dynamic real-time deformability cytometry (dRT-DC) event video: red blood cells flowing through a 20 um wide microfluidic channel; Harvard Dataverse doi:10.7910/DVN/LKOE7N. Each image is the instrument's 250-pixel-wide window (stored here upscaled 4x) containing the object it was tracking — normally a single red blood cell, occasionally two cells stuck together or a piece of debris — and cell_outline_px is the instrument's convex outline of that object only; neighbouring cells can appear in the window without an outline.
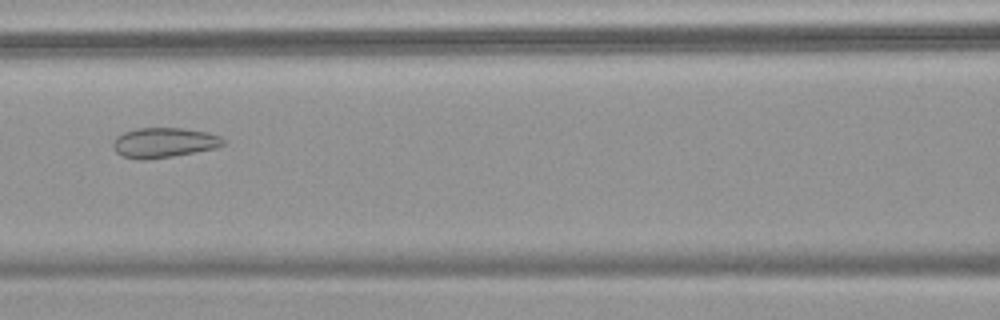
{"species": "common noctule bat (a hibernating species)", "species_latin": "Nyctalus noctula", "temperature_condition": "warm", "stored_images_in_passage": 57, "camera_frame_rate_fps": 3000, "um_per_image_px": 0.085, "animal": {"sex": "female", "body_mass_g": 18.4}, "frame": {"image": 1, "passage_image": 27, "time_ms": 8.667, "image_size_px": [1000, 320], "cell_outline_px": [[224, 144], [216, 148], [172, 156], [144, 160], [140, 160], [124, 156], [116, 152], [112, 148], [112, 140], [116, 136], [124, 132], [136, 128], [180, 128], [208, 132], [220, 136], [224, 140]], "centroid_in_image_um": [13.9, 12.12], "position_along_channel_um": 152.7, "area_um2": 19.25}}
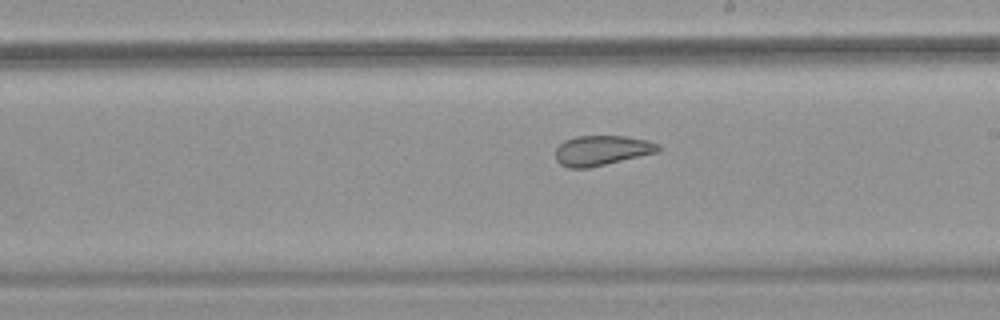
{"frame": {"image": 2, "passage_image": 34, "time_ms": 11.0, "image_size_px": [1000, 320], "cell_outline_px": [[660, 152], [588, 168], [568, 168], [560, 164], [556, 160], [556, 148], [564, 140], [576, 136], [628, 136], [648, 140], [660, 144]], "centroid_in_image_um": [51.18, 12.78], "position_along_channel_um": 237.8, "area_um2": 18.15}}
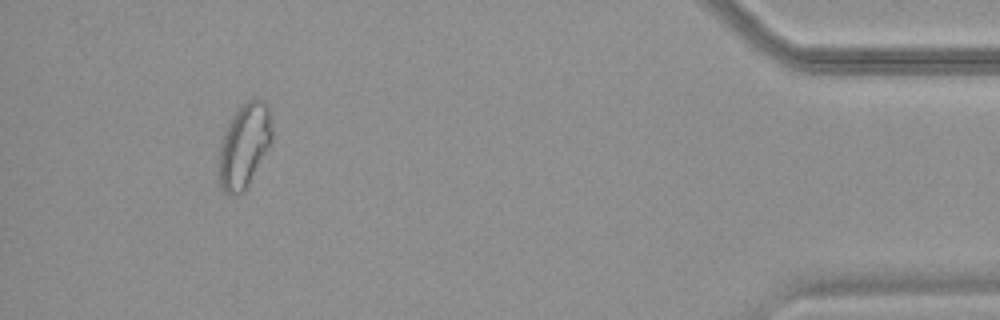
{"frame": {"image": 3, "passage_image": 53, "time_ms": 17.333, "image_size_px": [1000, 320], "cell_outline_px": [[272, 140], [248, 184], [236, 196], [228, 196], [220, 188], [216, 164], [216, 160], [220, 144], [224, 132], [232, 116], [252, 96], [264, 100], [268, 104], [272, 124]], "centroid_in_image_um": [20.72, 12.38], "position_along_channel_um": 414.5, "area_um2": 26.47}}